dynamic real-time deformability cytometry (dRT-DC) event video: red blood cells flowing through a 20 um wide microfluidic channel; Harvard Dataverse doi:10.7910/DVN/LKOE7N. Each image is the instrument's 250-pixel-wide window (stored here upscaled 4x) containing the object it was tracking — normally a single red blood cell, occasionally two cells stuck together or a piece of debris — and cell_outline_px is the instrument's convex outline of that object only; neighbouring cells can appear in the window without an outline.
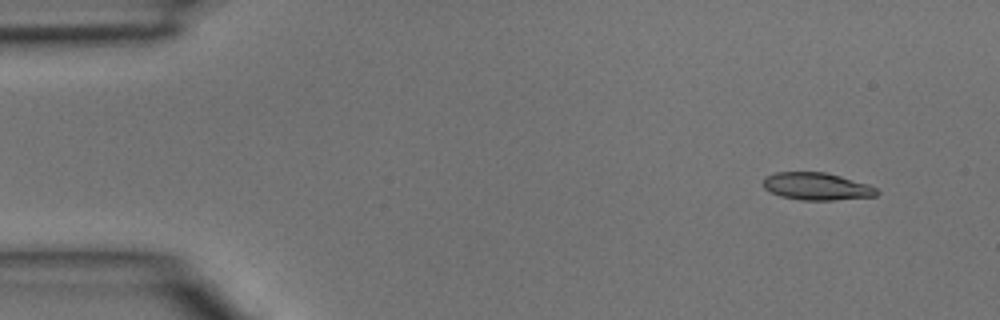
{"species": "common noctule bat (a hibernating species)", "species_latin": "Nyctalus noctula", "temperature_condition": "room temperature", "stored_images_in_passage": 5, "camera_frame_rate_fps": 3000, "um_per_image_px": 0.085, "animal": {"sex": "male", "body_mass_g": 15.6}, "frame": {"image": 1, "passage_image": 5, "time_ms": 1.333, "image_size_px": [1000, 320], "cell_outline_px": [[880, 192], [876, 196], [832, 200], [800, 200], [780, 196], [764, 188], [764, 176], [776, 172], [824, 172], [840, 176], [868, 184], [876, 188]], "centroid_in_image_um": [69.42, 15.84], "position_along_channel_um": 15.6, "area_um2": 18.09}}